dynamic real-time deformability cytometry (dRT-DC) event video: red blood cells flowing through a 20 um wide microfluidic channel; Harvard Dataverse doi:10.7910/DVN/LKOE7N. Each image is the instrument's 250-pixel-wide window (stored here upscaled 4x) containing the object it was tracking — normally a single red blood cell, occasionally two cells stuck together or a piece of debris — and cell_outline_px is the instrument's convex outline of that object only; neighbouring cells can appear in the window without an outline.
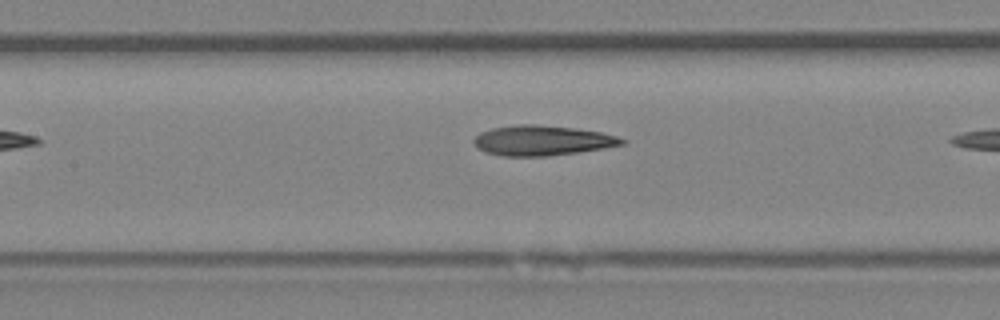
{"species": "Egyptian fruit bat (a non-hibernating species)", "species_latin": "Rousettus aegyptiacus", "temperature_condition": "room temperature", "stored_images_in_passage": 7, "camera_frame_rate_fps": 3000, "um_per_image_px": 0.085, "animal": {"sex": "female"}, "frame": {"image": 1, "passage_image": 6, "time_ms": 6.0, "image_size_px": [1000, 320], "cell_outline_px": [[628, 144], [604, 148], [548, 156], [504, 156], [484, 152], [472, 140], [480, 132], [492, 128], [516, 124], [536, 124], [572, 128], [600, 132], [616, 136], [628, 140]], "centroid_in_image_um": [46.11, 11.94], "position_along_channel_um": 161.3, "area_um2": 25.89}}